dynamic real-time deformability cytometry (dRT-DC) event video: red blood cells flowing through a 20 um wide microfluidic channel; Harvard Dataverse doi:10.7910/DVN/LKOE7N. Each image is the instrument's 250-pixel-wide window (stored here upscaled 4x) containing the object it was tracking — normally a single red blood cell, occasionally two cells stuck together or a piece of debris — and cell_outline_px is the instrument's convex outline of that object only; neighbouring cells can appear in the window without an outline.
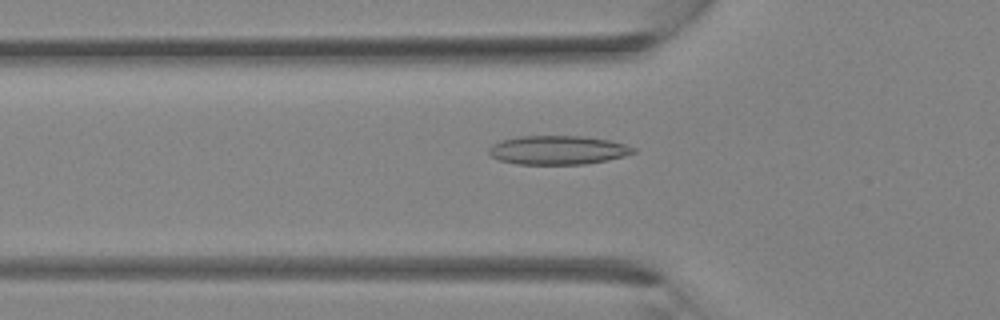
{"species": "Egyptian fruit bat (a non-hibernating species)", "species_latin": "Rousettus aegyptiacus", "temperature_condition": "room temperature", "stored_images_in_passage": 35, "camera_frame_rate_fps": 3000, "um_per_image_px": 0.085, "animal": {"sex": "female"}, "frame": {"image": 1, "passage_image": 12, "time_ms": 3.667, "image_size_px": [1000, 320], "cell_outline_px": [[636, 152], [624, 156], [608, 160], [584, 164], [516, 164], [500, 160], [492, 156], [488, 152], [488, 148], [492, 144], [500, 140], [520, 136], [580, 136], [608, 140], [624, 144], [636, 148]], "centroid_in_image_um": [47.4, 12.76], "position_along_channel_um": 78.4, "area_um2": 24.28}}
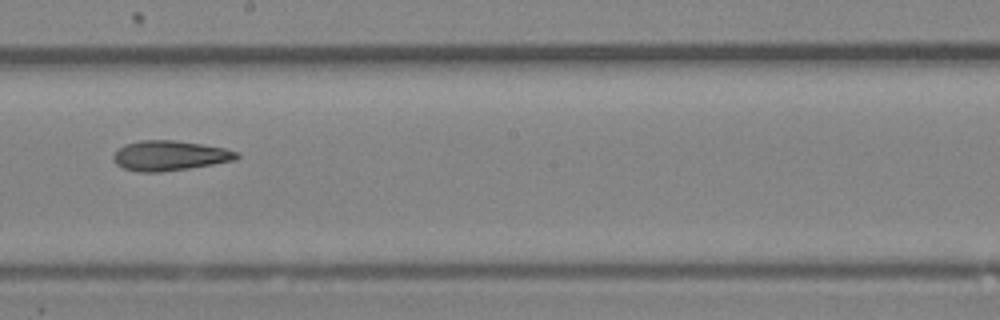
{"frame": {"image": 2, "passage_image": 20, "time_ms": 6.333, "image_size_px": [1000, 320], "cell_outline_px": [[240, 156], [236, 160], [188, 168], [160, 172], [140, 172], [124, 168], [116, 164], [112, 160], [112, 156], [124, 144], [140, 140], [176, 140], [224, 148], [236, 152]], "centroid_in_image_um": [14.39, 13.22], "position_along_channel_um": 233.8, "area_um2": 21.39}}
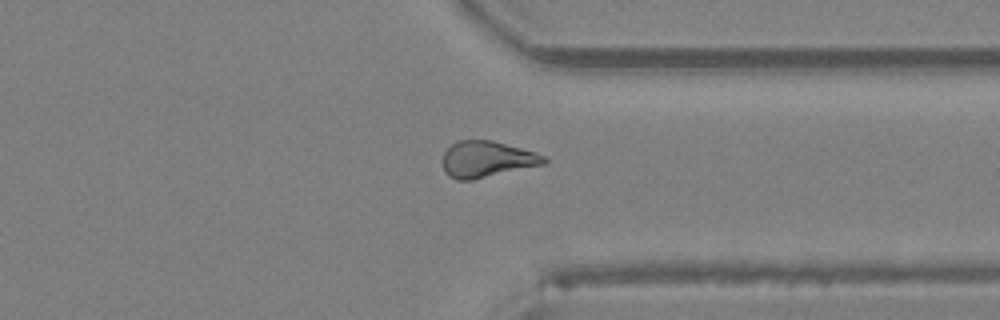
{"frame": {"image": 3, "passage_image": 27, "time_ms": 8.667, "image_size_px": [1000, 320], "cell_outline_px": [[548, 160], [544, 164], [472, 180], [456, 180], [448, 176], [444, 172], [444, 152], [456, 140], [492, 140], [536, 152], [544, 156]], "centroid_in_image_um": [41.37, 13.53], "position_along_channel_um": 370.0, "area_um2": 21.33}}